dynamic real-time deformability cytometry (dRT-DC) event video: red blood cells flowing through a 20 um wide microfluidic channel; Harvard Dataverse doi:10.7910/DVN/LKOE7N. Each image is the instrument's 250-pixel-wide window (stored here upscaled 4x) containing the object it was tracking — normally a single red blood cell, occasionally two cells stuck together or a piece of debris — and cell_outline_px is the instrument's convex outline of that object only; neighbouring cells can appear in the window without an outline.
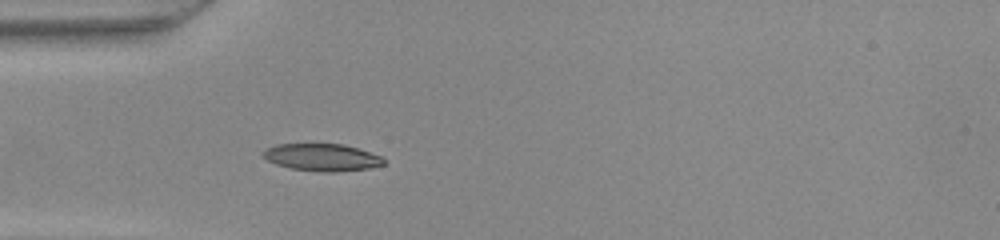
{"species": "common noctule bat (a hibernating species)", "species_latin": "Nyctalus noctula", "temperature_condition": "warm", "stored_images_in_passage": 41, "camera_frame_rate_fps": 3000, "um_per_image_px": 0.085, "animal": {"sex": "female", "body_mass_g": 22.0, "forearm_length_mm": 56.7}, "frame": {"image": 1, "passage_image": 7, "time_ms": 2.0, "image_size_px": [1000, 240], "cell_outline_px": [[384, 164], [368, 168], [336, 172], [324, 172], [292, 168], [276, 164], [268, 160], [260, 152], [276, 144], [344, 144], [380, 156], [384, 160]], "centroid_in_image_um": [27.35, 13.37], "position_along_channel_um": 57.7, "area_um2": 18.84}}
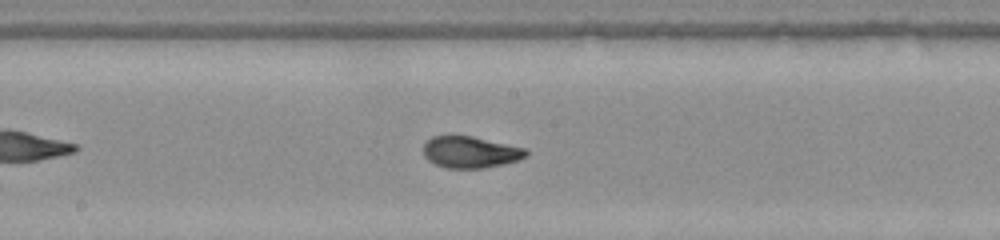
{"frame": {"image": 2, "passage_image": 18, "time_ms": 5.667, "image_size_px": [1000, 240], "cell_outline_px": [[528, 156], [504, 164], [484, 168], [444, 168], [428, 160], [424, 156], [424, 144], [432, 136], [472, 136], [524, 148], [528, 152]], "centroid_in_image_um": [39.97, 12.94], "position_along_channel_um": 208.2, "area_um2": 18.73}}
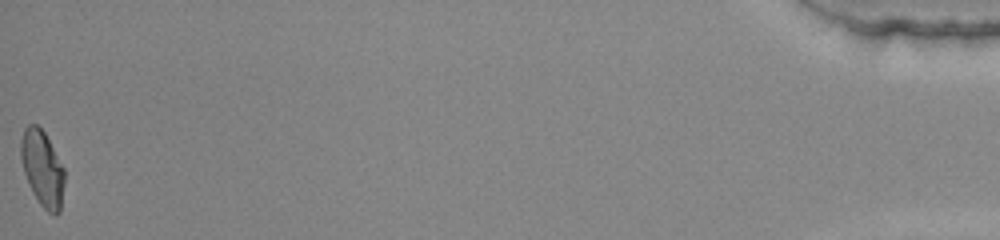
{"frame": {"image": 3, "passage_image": 41, "time_ms": 13.333, "image_size_px": [1000, 240], "cell_outline_px": [[64, 184], [60, 212], [56, 216], [48, 212], [40, 204], [32, 192], [24, 172], [20, 156], [20, 140], [24, 128], [28, 124], [36, 124], [44, 132], [64, 168]], "centroid_in_image_um": [3.59, 14.32], "position_along_channel_um": 431.6, "area_um2": 19.25}}